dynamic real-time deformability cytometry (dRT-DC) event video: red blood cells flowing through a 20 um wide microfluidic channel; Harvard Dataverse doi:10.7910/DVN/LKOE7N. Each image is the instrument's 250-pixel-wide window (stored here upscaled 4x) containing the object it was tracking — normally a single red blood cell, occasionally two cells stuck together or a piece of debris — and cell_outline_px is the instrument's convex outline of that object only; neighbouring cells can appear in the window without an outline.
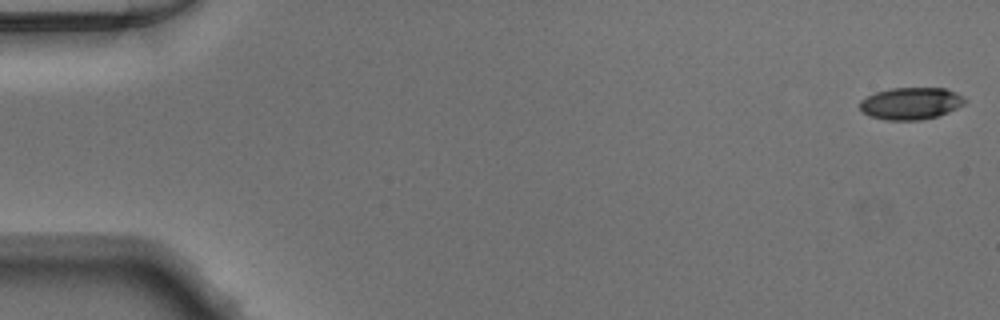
{"species": "Egyptian fruit bat (a non-hibernating species)", "species_latin": "Rousettus aegyptiacus", "temperature_condition": "warm", "stored_images_in_passage": 51, "segment_of_instrument_passage": [1, 2], "camera_frame_rate_fps": 3000, "um_per_image_px": 0.085, "animal": {"sex": "male"}, "frame": {"image": 1, "passage_image": 1, "time_ms": 0.0, "image_size_px": [1000, 320], "cell_outline_px": [[968, 100], [964, 104], [948, 112], [936, 116], [920, 120], [884, 120], [868, 116], [860, 108], [860, 100], [876, 92], [892, 88], [944, 88], [956, 92], [964, 96]], "centroid_in_image_um": [77.43, 8.79], "position_along_channel_um": 7.6, "area_um2": 19.65}}
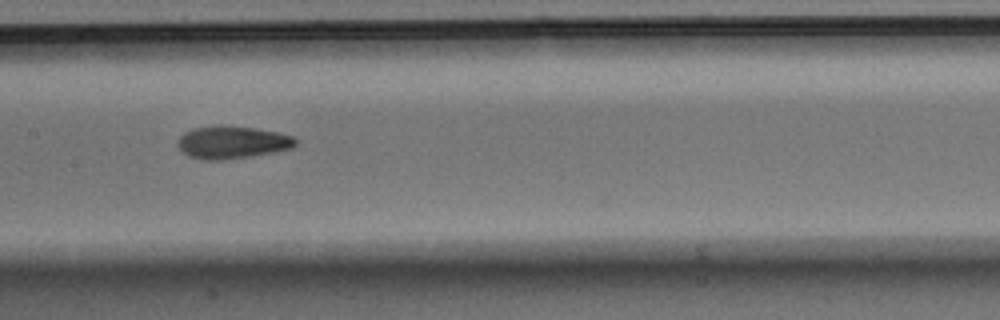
{"frame": {"image": 2, "passage_image": 25, "time_ms": 8.0, "image_size_px": [1000, 320], "cell_outline_px": [[300, 140], [292, 148], [276, 152], [252, 156], [220, 160], [200, 160], [188, 156], [180, 152], [176, 144], [180, 136], [184, 132], [192, 128], [256, 128], [276, 132], [292, 136]], "centroid_in_image_um": [19.73, 12.15], "position_along_channel_um": 187.7, "area_um2": 22.02}}
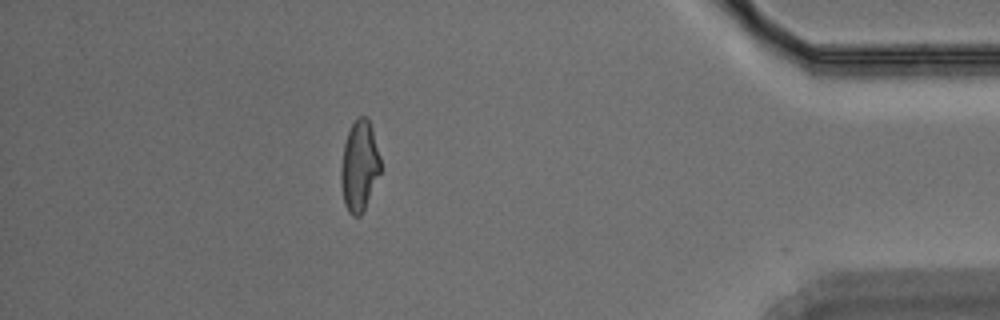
{"frame": {"image": 3, "passage_image": 44, "time_ms": 14.333, "image_size_px": [1000, 320], "cell_outline_px": [[380, 172], [364, 208], [360, 216], [352, 216], [348, 212], [344, 204], [340, 184], [340, 168], [344, 144], [348, 132], [352, 124], [360, 116], [368, 116], [372, 128], [380, 156]], "centroid_in_image_um": [30.52, 14.1], "position_along_channel_um": 404.7, "area_um2": 20.81}}